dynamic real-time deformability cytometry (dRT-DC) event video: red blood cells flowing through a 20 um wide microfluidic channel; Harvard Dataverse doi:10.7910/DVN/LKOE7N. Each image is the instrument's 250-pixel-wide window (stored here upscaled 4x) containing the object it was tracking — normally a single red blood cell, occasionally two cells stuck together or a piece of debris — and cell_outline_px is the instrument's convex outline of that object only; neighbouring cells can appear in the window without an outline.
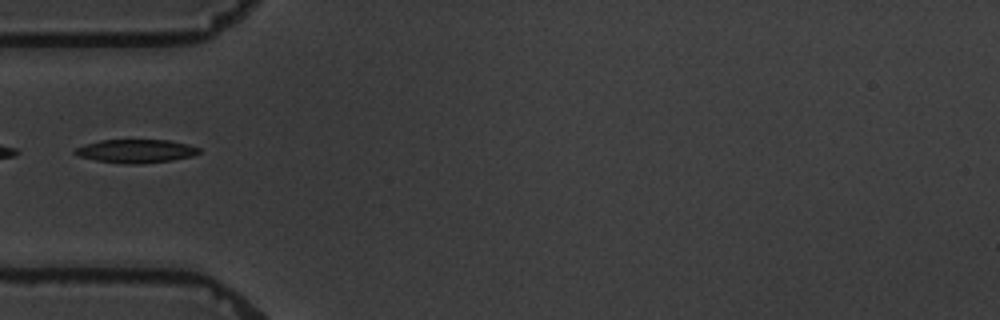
{"species": "common noctule bat (a hibernating species)", "species_latin": "Nyctalus noctula", "temperature_condition": "warm", "stored_images_in_passage": 9, "camera_frame_rate_fps": 3000, "um_per_image_px": 0.085, "animal": {"sex": "male", "body_mass_g": 19.5, "forearm_length_mm": 54.6}, "frame": {"image": 1, "passage_image": 4, "time_ms": 4.333, "image_size_px": [1000, 320], "cell_outline_px": [[200, 152], [192, 156], [172, 160], [136, 164], [124, 164], [96, 160], [80, 156], [72, 152], [76, 148], [84, 144], [100, 140], [168, 140], [188, 144], [200, 148]], "centroid_in_image_um": [11.55, 12.84], "position_along_channel_um": 73.5, "area_um2": 16.88}}
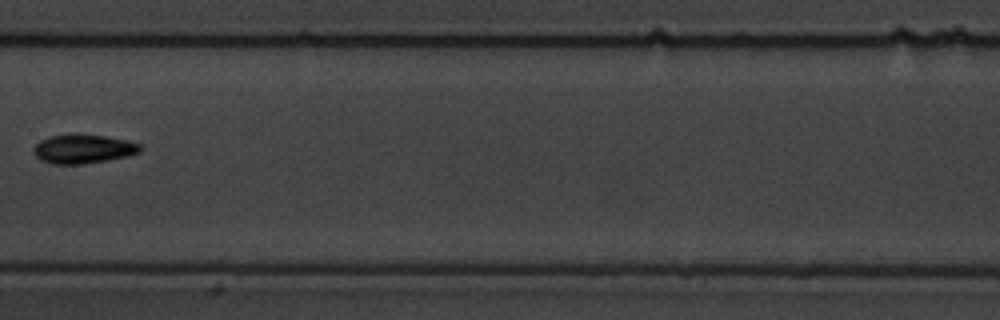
{"frame": {"image": 2, "passage_image": 7, "time_ms": 8.0, "image_size_px": [1000, 320], "cell_outline_px": [[144, 148], [140, 152], [128, 156], [108, 160], [84, 164], [52, 164], [40, 160], [32, 152], [32, 148], [40, 140], [48, 136], [72, 132], [80, 132], [128, 140], [140, 144]], "centroid_in_image_um": [7.05, 12.63], "position_along_channel_um": 200.3, "area_um2": 18.73}}
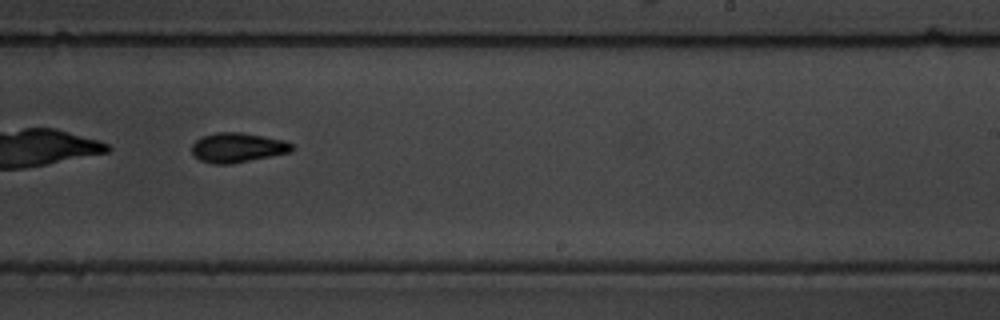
{"frame": {"image": 3, "passage_image": 9, "time_ms": 10.0, "image_size_px": [1000, 320], "cell_outline_px": [[292, 152], [228, 164], [212, 164], [200, 160], [192, 152], [192, 144], [200, 136], [216, 132], [240, 132], [284, 140], [292, 144]], "centroid_in_image_um": [20.16, 12.53], "position_along_channel_um": 268.8, "area_um2": 17.17}}